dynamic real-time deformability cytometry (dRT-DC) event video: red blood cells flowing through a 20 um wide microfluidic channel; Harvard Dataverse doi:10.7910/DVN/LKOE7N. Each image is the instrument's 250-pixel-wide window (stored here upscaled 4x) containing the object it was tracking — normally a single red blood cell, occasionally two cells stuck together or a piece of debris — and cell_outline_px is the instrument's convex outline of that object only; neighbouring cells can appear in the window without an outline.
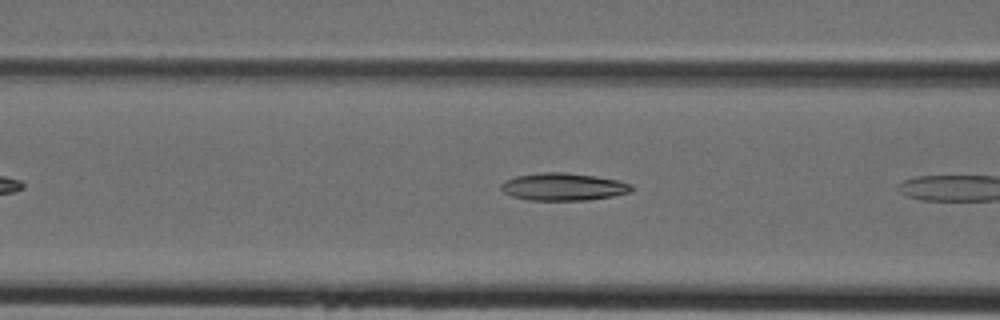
{"species": "Egyptian fruit bat (a non-hibernating species)", "species_latin": "Rousettus aegyptiacus", "temperature_condition": "cold", "stored_images_in_passage": 6, "camera_frame_rate_fps": 3000, "um_per_image_px": 0.085, "animal": {"sex": "female"}, "frame": {"image": 1, "passage_image": 5, "time_ms": 1.333, "image_size_px": [1000, 320], "cell_outline_px": [[632, 192], [612, 196], [584, 200], [528, 200], [512, 196], [504, 192], [500, 188], [500, 184], [504, 180], [516, 176], [540, 172], [564, 172], [596, 176], [616, 180], [632, 184]], "centroid_in_image_um": [47.85, 15.87], "position_along_channel_um": 118.7, "area_um2": 20.92}}